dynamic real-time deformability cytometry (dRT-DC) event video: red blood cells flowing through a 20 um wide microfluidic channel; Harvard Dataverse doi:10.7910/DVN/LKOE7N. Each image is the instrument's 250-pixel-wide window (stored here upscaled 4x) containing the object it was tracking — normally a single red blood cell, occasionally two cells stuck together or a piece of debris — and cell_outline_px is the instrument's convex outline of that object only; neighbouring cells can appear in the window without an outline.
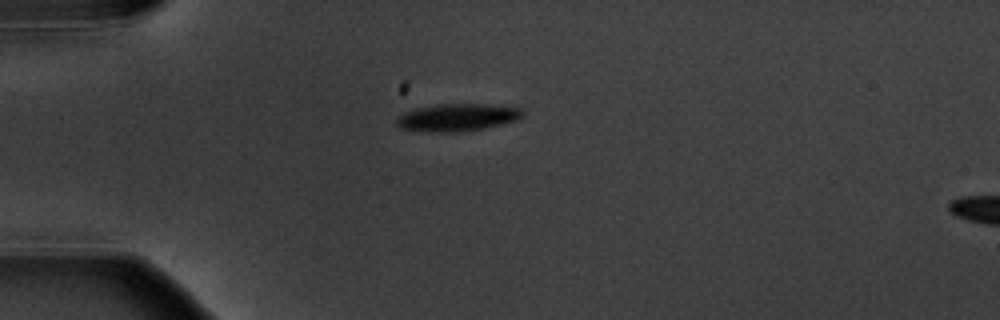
{"species": "common noctule bat (a hibernating species)", "species_latin": "Nyctalus noctula", "temperature_condition": "warm", "stored_images_in_passage": 3, "camera_frame_rate_fps": 3000, "um_per_image_px": 0.085, "animal": {"sex": "male", "body_mass_g": 20.1, "forearm_length_mm": 53.5}, "frame": {"image": 1, "passage_image": 1, "time_ms": 0.0, "image_size_px": [1000, 320], "cell_outline_px": [[524, 116], [516, 120], [484, 128], [456, 132], [432, 132], [400, 128], [396, 124], [396, 120], [404, 112], [416, 108], [440, 104], [488, 104], [524, 108]], "centroid_in_image_um": [38.9, 9.97], "position_along_channel_um": 46.1, "area_um2": 20.11}}